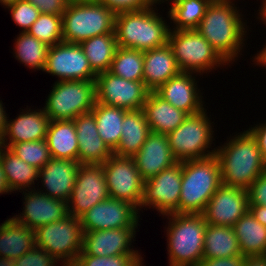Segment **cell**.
Here are the masks:
<instances>
[{
	"instance_id": "6da1fadb",
	"label": "cell",
	"mask_w": 266,
	"mask_h": 266,
	"mask_svg": "<svg viewBox=\"0 0 266 266\" xmlns=\"http://www.w3.org/2000/svg\"><path fill=\"white\" fill-rule=\"evenodd\" d=\"M233 1L212 0L196 29L228 64L242 54L248 28Z\"/></svg>"
},
{
	"instance_id": "7a4b0ae2",
	"label": "cell",
	"mask_w": 266,
	"mask_h": 266,
	"mask_svg": "<svg viewBox=\"0 0 266 266\" xmlns=\"http://www.w3.org/2000/svg\"><path fill=\"white\" fill-rule=\"evenodd\" d=\"M234 136L216 147L222 184L248 190L266 172V161L257 140L248 129Z\"/></svg>"
},
{
	"instance_id": "3957f363",
	"label": "cell",
	"mask_w": 266,
	"mask_h": 266,
	"mask_svg": "<svg viewBox=\"0 0 266 266\" xmlns=\"http://www.w3.org/2000/svg\"><path fill=\"white\" fill-rule=\"evenodd\" d=\"M154 7L156 4L116 14L114 32L119 47L145 52L168 44L171 28Z\"/></svg>"
},
{
	"instance_id": "277c9868",
	"label": "cell",
	"mask_w": 266,
	"mask_h": 266,
	"mask_svg": "<svg viewBox=\"0 0 266 266\" xmlns=\"http://www.w3.org/2000/svg\"><path fill=\"white\" fill-rule=\"evenodd\" d=\"M169 220L167 251L170 266H198L203 258L207 222L203 214L172 213Z\"/></svg>"
},
{
	"instance_id": "5b68a950",
	"label": "cell",
	"mask_w": 266,
	"mask_h": 266,
	"mask_svg": "<svg viewBox=\"0 0 266 266\" xmlns=\"http://www.w3.org/2000/svg\"><path fill=\"white\" fill-rule=\"evenodd\" d=\"M222 184L217 156L182 162L179 213L202 214Z\"/></svg>"
},
{
	"instance_id": "8992f818",
	"label": "cell",
	"mask_w": 266,
	"mask_h": 266,
	"mask_svg": "<svg viewBox=\"0 0 266 266\" xmlns=\"http://www.w3.org/2000/svg\"><path fill=\"white\" fill-rule=\"evenodd\" d=\"M115 16L98 0H70L62 15L63 42L80 44L97 35L115 33Z\"/></svg>"
},
{
	"instance_id": "52a82bcc",
	"label": "cell",
	"mask_w": 266,
	"mask_h": 266,
	"mask_svg": "<svg viewBox=\"0 0 266 266\" xmlns=\"http://www.w3.org/2000/svg\"><path fill=\"white\" fill-rule=\"evenodd\" d=\"M168 45L181 72H193L197 76L211 72L220 65H228L196 29L170 30Z\"/></svg>"
},
{
	"instance_id": "ba28073f",
	"label": "cell",
	"mask_w": 266,
	"mask_h": 266,
	"mask_svg": "<svg viewBox=\"0 0 266 266\" xmlns=\"http://www.w3.org/2000/svg\"><path fill=\"white\" fill-rule=\"evenodd\" d=\"M206 109L196 114L188 115L183 123L167 134L169 146L177 160L184 162L212 156L216 152L211 148L213 127Z\"/></svg>"
},
{
	"instance_id": "9c48e42d",
	"label": "cell",
	"mask_w": 266,
	"mask_h": 266,
	"mask_svg": "<svg viewBox=\"0 0 266 266\" xmlns=\"http://www.w3.org/2000/svg\"><path fill=\"white\" fill-rule=\"evenodd\" d=\"M95 103V81L57 80L43 109L50 120H74L91 112Z\"/></svg>"
},
{
	"instance_id": "30bf717a",
	"label": "cell",
	"mask_w": 266,
	"mask_h": 266,
	"mask_svg": "<svg viewBox=\"0 0 266 266\" xmlns=\"http://www.w3.org/2000/svg\"><path fill=\"white\" fill-rule=\"evenodd\" d=\"M34 232L35 246L62 261L61 266H72L82 251L84 232L80 219L72 215L40 226Z\"/></svg>"
},
{
	"instance_id": "8fae6325",
	"label": "cell",
	"mask_w": 266,
	"mask_h": 266,
	"mask_svg": "<svg viewBox=\"0 0 266 266\" xmlns=\"http://www.w3.org/2000/svg\"><path fill=\"white\" fill-rule=\"evenodd\" d=\"M110 198L127 201L138 210L143 197L144 180L132 157L112 154L102 164Z\"/></svg>"
},
{
	"instance_id": "7c38bea8",
	"label": "cell",
	"mask_w": 266,
	"mask_h": 266,
	"mask_svg": "<svg viewBox=\"0 0 266 266\" xmlns=\"http://www.w3.org/2000/svg\"><path fill=\"white\" fill-rule=\"evenodd\" d=\"M182 181V162L159 172L144 181L143 197L139 207L156 209L159 214L179 213V197ZM141 208V209H140Z\"/></svg>"
},
{
	"instance_id": "4fadbf2b",
	"label": "cell",
	"mask_w": 266,
	"mask_h": 266,
	"mask_svg": "<svg viewBox=\"0 0 266 266\" xmlns=\"http://www.w3.org/2000/svg\"><path fill=\"white\" fill-rule=\"evenodd\" d=\"M95 92L98 103L125 110H142L150 91L143 81L126 80L106 71L96 76Z\"/></svg>"
},
{
	"instance_id": "5bb4252c",
	"label": "cell",
	"mask_w": 266,
	"mask_h": 266,
	"mask_svg": "<svg viewBox=\"0 0 266 266\" xmlns=\"http://www.w3.org/2000/svg\"><path fill=\"white\" fill-rule=\"evenodd\" d=\"M110 198L102 165L80 164L68 200L69 215L80 218L94 205Z\"/></svg>"
},
{
	"instance_id": "9a60e30c",
	"label": "cell",
	"mask_w": 266,
	"mask_h": 266,
	"mask_svg": "<svg viewBox=\"0 0 266 266\" xmlns=\"http://www.w3.org/2000/svg\"><path fill=\"white\" fill-rule=\"evenodd\" d=\"M44 72L56 75L58 81H95L97 76L91 69L81 45L67 42L49 47Z\"/></svg>"
},
{
	"instance_id": "2e32d148",
	"label": "cell",
	"mask_w": 266,
	"mask_h": 266,
	"mask_svg": "<svg viewBox=\"0 0 266 266\" xmlns=\"http://www.w3.org/2000/svg\"><path fill=\"white\" fill-rule=\"evenodd\" d=\"M138 209L127 201L107 198L94 205L80 219L83 232L106 229L138 228Z\"/></svg>"
},
{
	"instance_id": "e0dca14e",
	"label": "cell",
	"mask_w": 266,
	"mask_h": 266,
	"mask_svg": "<svg viewBox=\"0 0 266 266\" xmlns=\"http://www.w3.org/2000/svg\"><path fill=\"white\" fill-rule=\"evenodd\" d=\"M248 211V190L221 184L202 214L207 224L233 227Z\"/></svg>"
},
{
	"instance_id": "ac0fdd59",
	"label": "cell",
	"mask_w": 266,
	"mask_h": 266,
	"mask_svg": "<svg viewBox=\"0 0 266 266\" xmlns=\"http://www.w3.org/2000/svg\"><path fill=\"white\" fill-rule=\"evenodd\" d=\"M33 188L23 191V211L12 217L15 221L35 231L40 226L55 223L69 215L68 202L49 197Z\"/></svg>"
},
{
	"instance_id": "d6986e66",
	"label": "cell",
	"mask_w": 266,
	"mask_h": 266,
	"mask_svg": "<svg viewBox=\"0 0 266 266\" xmlns=\"http://www.w3.org/2000/svg\"><path fill=\"white\" fill-rule=\"evenodd\" d=\"M136 229L121 228L86 231L83 234V248L79 255L103 257L121 254H140L139 251L131 248V243L136 236Z\"/></svg>"
},
{
	"instance_id": "ffe728a7",
	"label": "cell",
	"mask_w": 266,
	"mask_h": 266,
	"mask_svg": "<svg viewBox=\"0 0 266 266\" xmlns=\"http://www.w3.org/2000/svg\"><path fill=\"white\" fill-rule=\"evenodd\" d=\"M193 72H180L154 91L163 100L188 115L201 112L203 107L202 93L198 88ZM194 76V77H193ZM197 81V82H196Z\"/></svg>"
},
{
	"instance_id": "44dd1931",
	"label": "cell",
	"mask_w": 266,
	"mask_h": 266,
	"mask_svg": "<svg viewBox=\"0 0 266 266\" xmlns=\"http://www.w3.org/2000/svg\"><path fill=\"white\" fill-rule=\"evenodd\" d=\"M80 163L68 159L51 158L40 170V178L43 190L39 192L56 199L68 202L75 185ZM47 191V192H46Z\"/></svg>"
},
{
	"instance_id": "7402d4cb",
	"label": "cell",
	"mask_w": 266,
	"mask_h": 266,
	"mask_svg": "<svg viewBox=\"0 0 266 266\" xmlns=\"http://www.w3.org/2000/svg\"><path fill=\"white\" fill-rule=\"evenodd\" d=\"M144 181L177 163L168 137L151 132L139 151L132 157Z\"/></svg>"
},
{
	"instance_id": "603a6c76",
	"label": "cell",
	"mask_w": 266,
	"mask_h": 266,
	"mask_svg": "<svg viewBox=\"0 0 266 266\" xmlns=\"http://www.w3.org/2000/svg\"><path fill=\"white\" fill-rule=\"evenodd\" d=\"M73 121L79 146L78 162L80 164H104L113 151L99 136L94 115L89 112L77 116Z\"/></svg>"
},
{
	"instance_id": "cb8c5ba5",
	"label": "cell",
	"mask_w": 266,
	"mask_h": 266,
	"mask_svg": "<svg viewBox=\"0 0 266 266\" xmlns=\"http://www.w3.org/2000/svg\"><path fill=\"white\" fill-rule=\"evenodd\" d=\"M26 109V112L23 110L15 119L7 118L6 131L0 146L9 148L16 143L46 139L50 118L43 108L34 111L31 108Z\"/></svg>"
},
{
	"instance_id": "d4e9b609",
	"label": "cell",
	"mask_w": 266,
	"mask_h": 266,
	"mask_svg": "<svg viewBox=\"0 0 266 266\" xmlns=\"http://www.w3.org/2000/svg\"><path fill=\"white\" fill-rule=\"evenodd\" d=\"M143 62V82L150 92L181 72L168 44L143 52Z\"/></svg>"
},
{
	"instance_id": "484cf974",
	"label": "cell",
	"mask_w": 266,
	"mask_h": 266,
	"mask_svg": "<svg viewBox=\"0 0 266 266\" xmlns=\"http://www.w3.org/2000/svg\"><path fill=\"white\" fill-rule=\"evenodd\" d=\"M142 110L150 131L157 134L167 135L174 131L188 116L186 112L163 100L155 92H149Z\"/></svg>"
},
{
	"instance_id": "4316f807",
	"label": "cell",
	"mask_w": 266,
	"mask_h": 266,
	"mask_svg": "<svg viewBox=\"0 0 266 266\" xmlns=\"http://www.w3.org/2000/svg\"><path fill=\"white\" fill-rule=\"evenodd\" d=\"M121 126V138L113 154L133 157L151 133L144 111L128 110Z\"/></svg>"
},
{
	"instance_id": "83f0119b",
	"label": "cell",
	"mask_w": 266,
	"mask_h": 266,
	"mask_svg": "<svg viewBox=\"0 0 266 266\" xmlns=\"http://www.w3.org/2000/svg\"><path fill=\"white\" fill-rule=\"evenodd\" d=\"M46 142L51 158L78 161L79 146L73 120H50Z\"/></svg>"
},
{
	"instance_id": "f1b7e54d",
	"label": "cell",
	"mask_w": 266,
	"mask_h": 266,
	"mask_svg": "<svg viewBox=\"0 0 266 266\" xmlns=\"http://www.w3.org/2000/svg\"><path fill=\"white\" fill-rule=\"evenodd\" d=\"M35 246V232L12 217L0 225V257L15 260Z\"/></svg>"
},
{
	"instance_id": "f546056e",
	"label": "cell",
	"mask_w": 266,
	"mask_h": 266,
	"mask_svg": "<svg viewBox=\"0 0 266 266\" xmlns=\"http://www.w3.org/2000/svg\"><path fill=\"white\" fill-rule=\"evenodd\" d=\"M233 228L242 255L266 256V227L249 211L237 220Z\"/></svg>"
},
{
	"instance_id": "4dcf8cb0",
	"label": "cell",
	"mask_w": 266,
	"mask_h": 266,
	"mask_svg": "<svg viewBox=\"0 0 266 266\" xmlns=\"http://www.w3.org/2000/svg\"><path fill=\"white\" fill-rule=\"evenodd\" d=\"M0 164L5 172L10 193L31 190V185H35L34 180H39V169L27 164L4 146H0Z\"/></svg>"
},
{
	"instance_id": "1f68e13d",
	"label": "cell",
	"mask_w": 266,
	"mask_h": 266,
	"mask_svg": "<svg viewBox=\"0 0 266 266\" xmlns=\"http://www.w3.org/2000/svg\"><path fill=\"white\" fill-rule=\"evenodd\" d=\"M242 255L233 227L207 224L203 258H229Z\"/></svg>"
},
{
	"instance_id": "d6a6232c",
	"label": "cell",
	"mask_w": 266,
	"mask_h": 266,
	"mask_svg": "<svg viewBox=\"0 0 266 266\" xmlns=\"http://www.w3.org/2000/svg\"><path fill=\"white\" fill-rule=\"evenodd\" d=\"M91 69L98 75L109 71L118 48L115 33L97 35L80 43Z\"/></svg>"
},
{
	"instance_id": "836d02e7",
	"label": "cell",
	"mask_w": 266,
	"mask_h": 266,
	"mask_svg": "<svg viewBox=\"0 0 266 266\" xmlns=\"http://www.w3.org/2000/svg\"><path fill=\"white\" fill-rule=\"evenodd\" d=\"M128 110L96 102L91 113L94 115L97 131L102 140L113 151L121 138L122 123Z\"/></svg>"
},
{
	"instance_id": "e575fe53",
	"label": "cell",
	"mask_w": 266,
	"mask_h": 266,
	"mask_svg": "<svg viewBox=\"0 0 266 266\" xmlns=\"http://www.w3.org/2000/svg\"><path fill=\"white\" fill-rule=\"evenodd\" d=\"M49 46L30 35L21 32L15 40V58L30 69L44 71Z\"/></svg>"
},
{
	"instance_id": "d590c367",
	"label": "cell",
	"mask_w": 266,
	"mask_h": 266,
	"mask_svg": "<svg viewBox=\"0 0 266 266\" xmlns=\"http://www.w3.org/2000/svg\"><path fill=\"white\" fill-rule=\"evenodd\" d=\"M143 52L131 48H117L109 72L130 81H143Z\"/></svg>"
},
{
	"instance_id": "8d00e7d4",
	"label": "cell",
	"mask_w": 266,
	"mask_h": 266,
	"mask_svg": "<svg viewBox=\"0 0 266 266\" xmlns=\"http://www.w3.org/2000/svg\"><path fill=\"white\" fill-rule=\"evenodd\" d=\"M212 0H186L168 11L173 30L197 29Z\"/></svg>"
},
{
	"instance_id": "74e56055",
	"label": "cell",
	"mask_w": 266,
	"mask_h": 266,
	"mask_svg": "<svg viewBox=\"0 0 266 266\" xmlns=\"http://www.w3.org/2000/svg\"><path fill=\"white\" fill-rule=\"evenodd\" d=\"M27 32L49 47L63 42L62 15L41 13Z\"/></svg>"
},
{
	"instance_id": "f35d334b",
	"label": "cell",
	"mask_w": 266,
	"mask_h": 266,
	"mask_svg": "<svg viewBox=\"0 0 266 266\" xmlns=\"http://www.w3.org/2000/svg\"><path fill=\"white\" fill-rule=\"evenodd\" d=\"M9 149L24 162L39 170L51 159L46 139L12 144Z\"/></svg>"
},
{
	"instance_id": "ab89813d",
	"label": "cell",
	"mask_w": 266,
	"mask_h": 266,
	"mask_svg": "<svg viewBox=\"0 0 266 266\" xmlns=\"http://www.w3.org/2000/svg\"><path fill=\"white\" fill-rule=\"evenodd\" d=\"M143 261L141 254L115 256L78 255L72 266H138Z\"/></svg>"
},
{
	"instance_id": "60d3db41",
	"label": "cell",
	"mask_w": 266,
	"mask_h": 266,
	"mask_svg": "<svg viewBox=\"0 0 266 266\" xmlns=\"http://www.w3.org/2000/svg\"><path fill=\"white\" fill-rule=\"evenodd\" d=\"M5 8L10 10L12 20L22 29V32H27L41 14L37 7L24 0L16 1Z\"/></svg>"
},
{
	"instance_id": "b9f144b4",
	"label": "cell",
	"mask_w": 266,
	"mask_h": 266,
	"mask_svg": "<svg viewBox=\"0 0 266 266\" xmlns=\"http://www.w3.org/2000/svg\"><path fill=\"white\" fill-rule=\"evenodd\" d=\"M60 263L53 255L34 246L29 252L14 260V266H56Z\"/></svg>"
},
{
	"instance_id": "7bdbcfd3",
	"label": "cell",
	"mask_w": 266,
	"mask_h": 266,
	"mask_svg": "<svg viewBox=\"0 0 266 266\" xmlns=\"http://www.w3.org/2000/svg\"><path fill=\"white\" fill-rule=\"evenodd\" d=\"M115 14L120 12L138 11L146 9L155 4L158 0H98Z\"/></svg>"
},
{
	"instance_id": "ee69618b",
	"label": "cell",
	"mask_w": 266,
	"mask_h": 266,
	"mask_svg": "<svg viewBox=\"0 0 266 266\" xmlns=\"http://www.w3.org/2000/svg\"><path fill=\"white\" fill-rule=\"evenodd\" d=\"M249 205L266 206V172L261 174L248 189Z\"/></svg>"
},
{
	"instance_id": "f6af8a7d",
	"label": "cell",
	"mask_w": 266,
	"mask_h": 266,
	"mask_svg": "<svg viewBox=\"0 0 266 266\" xmlns=\"http://www.w3.org/2000/svg\"><path fill=\"white\" fill-rule=\"evenodd\" d=\"M37 7L43 14L63 15L70 0H24Z\"/></svg>"
},
{
	"instance_id": "bcb514c9",
	"label": "cell",
	"mask_w": 266,
	"mask_h": 266,
	"mask_svg": "<svg viewBox=\"0 0 266 266\" xmlns=\"http://www.w3.org/2000/svg\"><path fill=\"white\" fill-rule=\"evenodd\" d=\"M244 260V255L216 259L202 258L198 266H243Z\"/></svg>"
},
{
	"instance_id": "7dc6e473",
	"label": "cell",
	"mask_w": 266,
	"mask_h": 266,
	"mask_svg": "<svg viewBox=\"0 0 266 266\" xmlns=\"http://www.w3.org/2000/svg\"><path fill=\"white\" fill-rule=\"evenodd\" d=\"M257 140L261 154L266 161V121L248 129Z\"/></svg>"
},
{
	"instance_id": "c3c4849f",
	"label": "cell",
	"mask_w": 266,
	"mask_h": 266,
	"mask_svg": "<svg viewBox=\"0 0 266 266\" xmlns=\"http://www.w3.org/2000/svg\"><path fill=\"white\" fill-rule=\"evenodd\" d=\"M249 212L254 218L266 227V206L264 205H249Z\"/></svg>"
},
{
	"instance_id": "681fc988",
	"label": "cell",
	"mask_w": 266,
	"mask_h": 266,
	"mask_svg": "<svg viewBox=\"0 0 266 266\" xmlns=\"http://www.w3.org/2000/svg\"><path fill=\"white\" fill-rule=\"evenodd\" d=\"M243 266H266V256L245 257Z\"/></svg>"
},
{
	"instance_id": "f907efd6",
	"label": "cell",
	"mask_w": 266,
	"mask_h": 266,
	"mask_svg": "<svg viewBox=\"0 0 266 266\" xmlns=\"http://www.w3.org/2000/svg\"><path fill=\"white\" fill-rule=\"evenodd\" d=\"M7 118L9 117H7V113L3 108V103L0 100V142L6 131Z\"/></svg>"
},
{
	"instance_id": "816d5d0a",
	"label": "cell",
	"mask_w": 266,
	"mask_h": 266,
	"mask_svg": "<svg viewBox=\"0 0 266 266\" xmlns=\"http://www.w3.org/2000/svg\"><path fill=\"white\" fill-rule=\"evenodd\" d=\"M253 59L256 65H260L266 69V45H264V47L256 54V56L253 57Z\"/></svg>"
},
{
	"instance_id": "f5cc1de1",
	"label": "cell",
	"mask_w": 266,
	"mask_h": 266,
	"mask_svg": "<svg viewBox=\"0 0 266 266\" xmlns=\"http://www.w3.org/2000/svg\"><path fill=\"white\" fill-rule=\"evenodd\" d=\"M10 192V188L7 184V179L3 167L0 164V194H7Z\"/></svg>"
},
{
	"instance_id": "db71d44e",
	"label": "cell",
	"mask_w": 266,
	"mask_h": 266,
	"mask_svg": "<svg viewBox=\"0 0 266 266\" xmlns=\"http://www.w3.org/2000/svg\"><path fill=\"white\" fill-rule=\"evenodd\" d=\"M258 11L257 19L264 21L263 24H266V0H262L261 9H258Z\"/></svg>"
},
{
	"instance_id": "11a10c76",
	"label": "cell",
	"mask_w": 266,
	"mask_h": 266,
	"mask_svg": "<svg viewBox=\"0 0 266 266\" xmlns=\"http://www.w3.org/2000/svg\"><path fill=\"white\" fill-rule=\"evenodd\" d=\"M0 266H14V260L0 257Z\"/></svg>"
},
{
	"instance_id": "9f6ffc18",
	"label": "cell",
	"mask_w": 266,
	"mask_h": 266,
	"mask_svg": "<svg viewBox=\"0 0 266 266\" xmlns=\"http://www.w3.org/2000/svg\"><path fill=\"white\" fill-rule=\"evenodd\" d=\"M165 1H168V3H169V1H171L172 3V5L170 4L169 6H170V8H169V11L173 8V7H175V6H177L178 4H180L181 2H184V1H186V0H165ZM164 0H158V3H163V2H165Z\"/></svg>"
},
{
	"instance_id": "6f0895ef",
	"label": "cell",
	"mask_w": 266,
	"mask_h": 266,
	"mask_svg": "<svg viewBox=\"0 0 266 266\" xmlns=\"http://www.w3.org/2000/svg\"><path fill=\"white\" fill-rule=\"evenodd\" d=\"M16 1H19V0H0V3L3 5V7L5 6H8L10 4H13L15 3Z\"/></svg>"
}]
</instances>
